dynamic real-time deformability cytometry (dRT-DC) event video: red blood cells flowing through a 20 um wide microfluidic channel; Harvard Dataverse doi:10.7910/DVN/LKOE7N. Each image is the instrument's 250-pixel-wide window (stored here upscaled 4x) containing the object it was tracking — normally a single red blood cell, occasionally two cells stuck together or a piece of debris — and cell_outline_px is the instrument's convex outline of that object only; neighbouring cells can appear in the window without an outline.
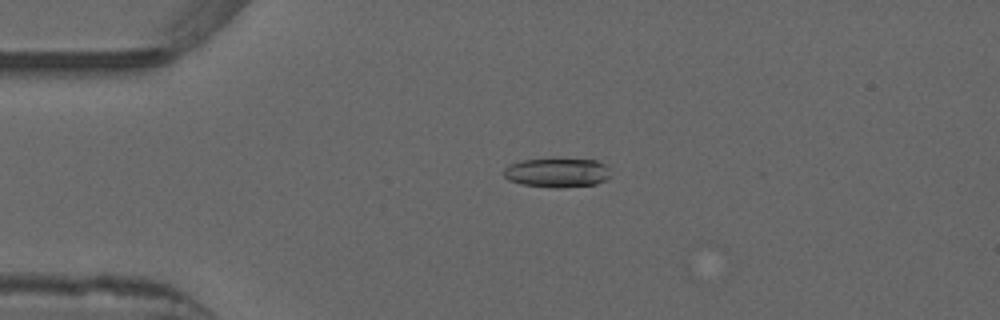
{"species": "common noctule bat (a hibernating species)", "species_latin": "Nyctalus noctula", "temperature_condition": "warm", "stored_images_in_passage": 52, "camera_frame_rate_fps": 3000, "um_per_image_px": 0.085, "animal": {"sex": "male", "forearm_length_mm": 52.5}, "frame": {"image": 1, "passage_image": 12, "time_ms": 3.667, "image_size_px": [1000, 320], "cell_outline_px": [[608, 176], [604, 180], [596, 184], [560, 188], [556, 188], [520, 184], [508, 180], [504, 176], [504, 168], [512, 164], [524, 160], [596, 160], [604, 164], [608, 168]], "centroid_in_image_um": [47.33, 14.7], "position_along_channel_um": 37.7, "area_um2": 17.74}}
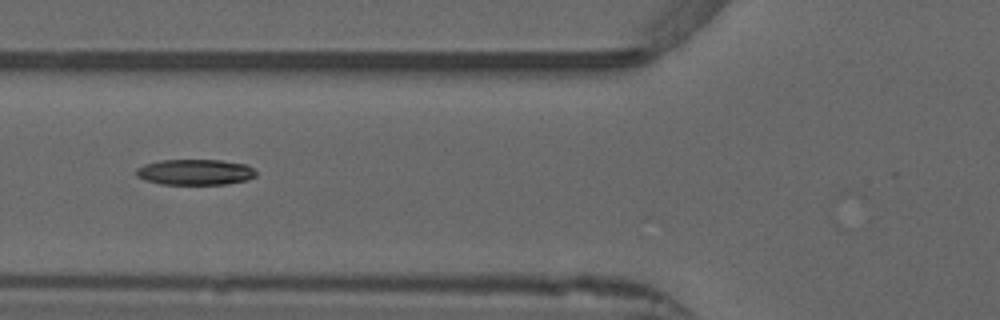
{"frame": {"image": 2, "passage_image": 20, "time_ms": 6.333, "image_size_px": [1000, 320], "cell_outline_px": [[256, 176], [248, 180], [224, 184], [160, 184], [144, 180], [136, 176], [136, 168], [144, 164], [160, 160], [220, 160], [248, 164], [256, 172]], "centroid_in_image_um": [16.58, 14.63], "position_along_channel_um": 109.2, "area_um2": 18.09}}
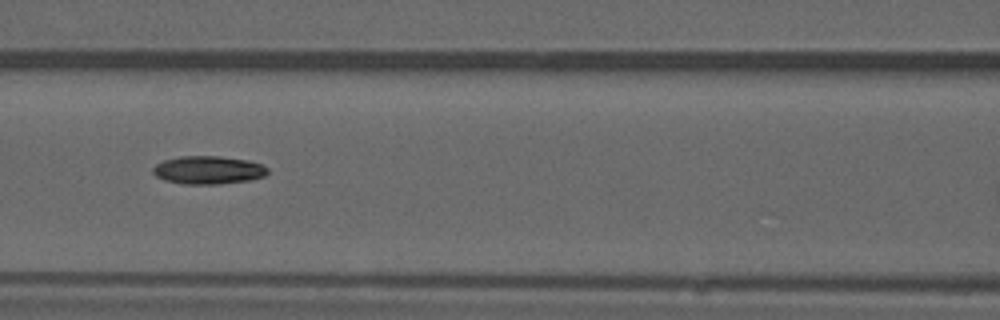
{"frame": {"image": 3, "passage_image": 23, "time_ms": 7.333, "image_size_px": [1000, 320], "cell_outline_px": [[268, 172], [264, 176], [252, 180], [216, 184], [184, 184], [164, 180], [156, 176], [152, 172], [152, 168], [156, 164], [164, 160], [180, 156], [220, 156], [248, 160], [260, 164], [268, 168]], "centroid_in_image_um": [17.69, 14.45], "position_along_channel_um": 148.9, "area_um2": 18.84}, "authors_computed_cell_mechanics": {"area_um2": 18.2937, "velocity_mm_per_s": 3.9283, "shape_relaxation_time_tau1_ms": 7.2516, "shape_relaxation_time_tau2_ms": 8.2038, "deformation_change_tau1": 0.1712, "deformation_change_tau2": 0.1624}}